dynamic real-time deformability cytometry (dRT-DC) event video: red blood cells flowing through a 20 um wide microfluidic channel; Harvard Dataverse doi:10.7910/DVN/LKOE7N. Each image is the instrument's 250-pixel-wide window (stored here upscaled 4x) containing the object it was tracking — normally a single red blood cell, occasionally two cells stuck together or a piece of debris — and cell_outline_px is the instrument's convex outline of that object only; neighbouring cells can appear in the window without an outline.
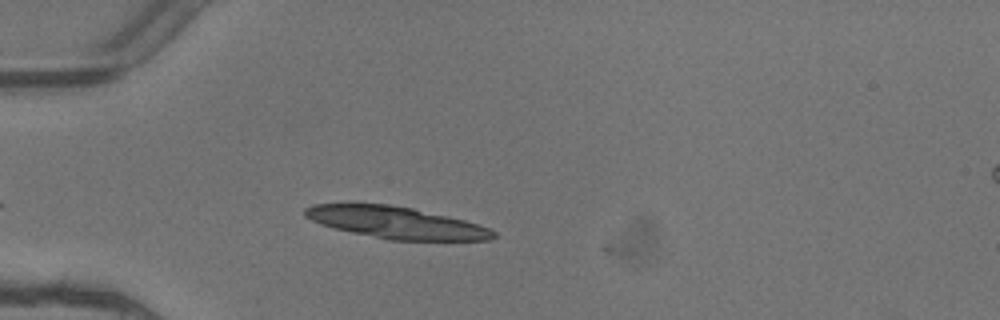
{"species": "common noctule bat (a hibernating species)", "species_latin": "Nyctalus noctula", "temperature_condition": "warm", "stored_images_in_passage": 2, "camera_frame_rate_fps": 3000, "um_per_image_px": 0.085, "animal": {"sex": "female"}, "frame": {"image": 1, "passage_image": 2, "time_ms": 0.333, "image_size_px": [1000, 320], "cell_outline_px": [[496, 236], [488, 240], [388, 240], [352, 232], [336, 228], [312, 220], [304, 216], [304, 208], [312, 204], [388, 204], [412, 208], [448, 216], [464, 220], [492, 228], [496, 232]], "centroid_in_image_um": [33.71, 18.92], "position_along_channel_um": 51.3, "area_um2": 34.62}}